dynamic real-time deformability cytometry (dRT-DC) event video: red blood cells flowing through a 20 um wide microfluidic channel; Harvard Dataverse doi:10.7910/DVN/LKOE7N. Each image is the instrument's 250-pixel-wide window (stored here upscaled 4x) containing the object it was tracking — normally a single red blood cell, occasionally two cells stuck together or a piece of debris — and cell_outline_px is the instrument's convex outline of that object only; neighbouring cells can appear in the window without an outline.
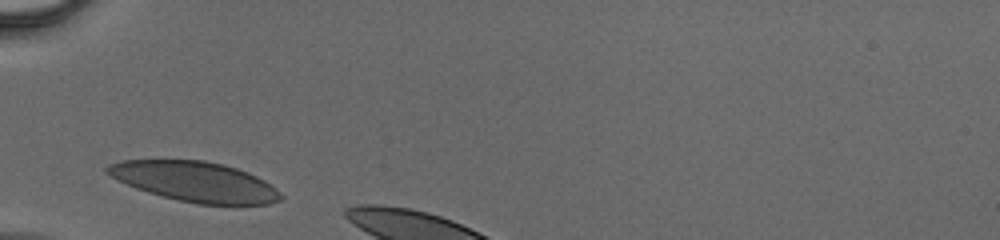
{"species": "human", "species_latin": "Homo sapiens", "temperature_condition": "cold", "stored_images_in_passage": 4, "camera_frame_rate_fps": 3000, "um_per_image_px": 0.085, "donor": {"sex": "male"}, "frame": {"image": 1, "passage_image": 1, "time_ms": 0.0, "image_size_px": [1000, 240], "cell_outline_px": [[280, 200], [268, 204], [196, 204], [148, 192], [136, 188], [104, 172], [104, 168], [108, 164], [120, 160], [204, 160], [224, 164], [248, 172], [264, 180], [276, 188], [280, 192]], "centroid_in_image_um": [16.56, 15.42], "position_along_channel_um": 68.4, "area_um2": 40.11}}